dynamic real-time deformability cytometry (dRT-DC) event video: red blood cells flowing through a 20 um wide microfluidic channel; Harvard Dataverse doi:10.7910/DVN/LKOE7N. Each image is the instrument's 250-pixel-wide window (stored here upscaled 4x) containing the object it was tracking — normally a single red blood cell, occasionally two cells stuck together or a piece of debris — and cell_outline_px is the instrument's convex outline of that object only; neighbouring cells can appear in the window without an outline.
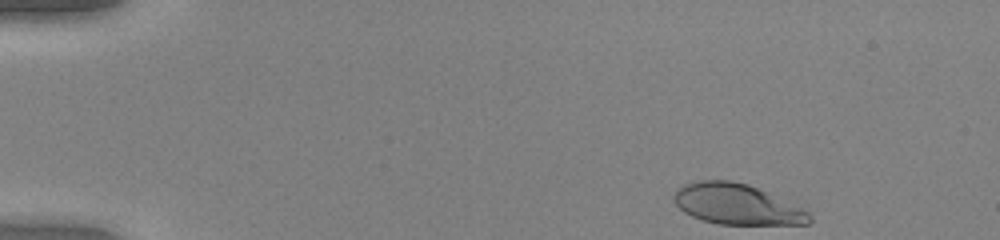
{"species": "human", "species_latin": "Homo sapiens", "temperature_condition": "warm", "stored_images_in_passage": 46, "camera_frame_rate_fps": 3000, "um_per_image_px": 0.085, "donor": {"sex": "female"}, "frame": {"image": 1, "passage_image": 1, "time_ms": 0.0, "image_size_px": [1000, 240], "cell_outline_px": [[812, 220], [808, 224], [716, 224], [700, 220], [684, 212], [672, 200], [672, 196], [676, 188], [684, 184], [700, 180], [728, 180], [748, 184], [800, 208], [808, 212], [812, 216]], "centroid_in_image_um": [62.55, 17.36], "position_along_channel_um": 22.5, "area_um2": 31.79}}
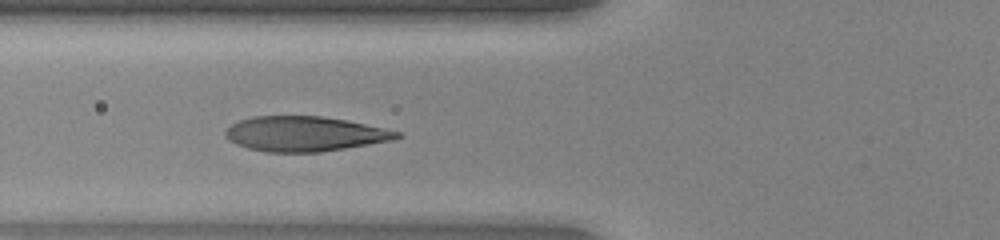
{"frame": {"image": 2, "passage_image": 15, "time_ms": 4.667, "image_size_px": [1000, 240], "cell_outline_px": [[404, 136], [392, 140], [320, 152], [264, 152], [248, 148], [236, 144], [228, 140], [224, 136], [224, 132], [232, 124], [240, 120], [252, 116], [324, 116], [364, 124], [400, 132]], "centroid_in_image_um": [25.85, 11.38], "position_along_channel_um": 99.9, "area_um2": 34.74}}
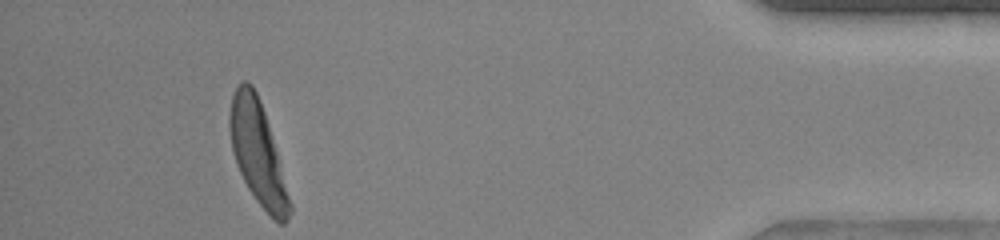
{"frame": {"image": 3, "passage_image": 42, "time_ms": 13.667, "image_size_px": [1000, 240], "cell_outline_px": [[292, 212], [284, 224], [280, 224], [256, 200], [248, 188], [240, 172], [232, 148], [228, 124], [228, 116], [232, 96], [236, 84], [240, 80], [248, 80], [252, 84], [260, 100], [268, 124], [292, 204]], "centroid_in_image_um": [21.88, 12.94], "position_along_channel_um": 413.3, "area_um2": 35.37}, "authors_computed_cell_mechanics": {"area_um2": 34.8245, "velocity_mm_per_s": 4.0586, "shape_relaxation_time_tau1_ms": 2.4889, "shape_relaxation_time_tau2_ms": null, "deformation_change_tau1": 0.2039, "deformation_change_tau2": null}}